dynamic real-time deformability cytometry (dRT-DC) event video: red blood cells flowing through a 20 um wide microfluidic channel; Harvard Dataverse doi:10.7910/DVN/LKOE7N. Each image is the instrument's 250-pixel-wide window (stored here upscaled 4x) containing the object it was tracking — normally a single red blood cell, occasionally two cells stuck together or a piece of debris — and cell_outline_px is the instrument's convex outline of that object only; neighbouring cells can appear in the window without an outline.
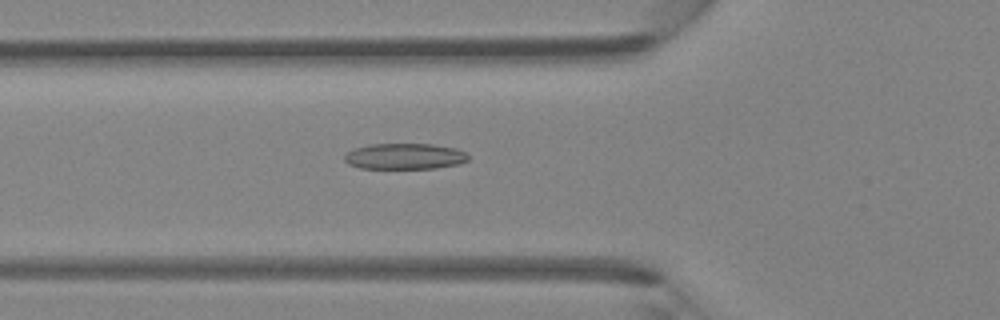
{"species": "Egyptian fruit bat (a non-hibernating species)", "species_latin": "Rousettus aegyptiacus", "temperature_condition": "room temperature", "stored_images_in_passage": 28, "camera_frame_rate_fps": 3000, "um_per_image_px": 0.085, "animal": {"sex": "female"}, "frame": {"image": 1, "passage_image": 2, "time_ms": 0.333, "image_size_px": [1000, 320], "cell_outline_px": [[468, 160], [456, 164], [436, 168], [360, 168], [348, 164], [344, 160], [344, 156], [352, 148], [368, 144], [432, 144], [456, 148], [464, 152], [468, 156]], "centroid_in_image_um": [34.35, 13.28], "position_along_channel_um": 91.4, "area_um2": 18.67}}
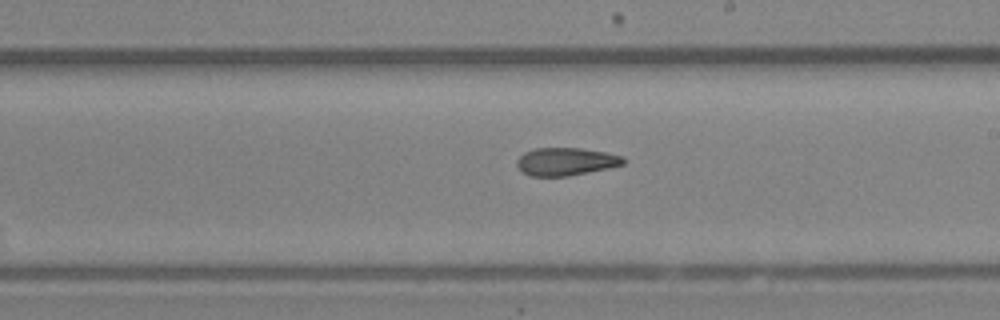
{"frame": {"image": 2, "passage_image": 12, "time_ms": 3.667, "image_size_px": [1000, 320], "cell_outline_px": [[624, 164], [608, 168], [568, 176], [528, 176], [520, 172], [516, 164], [516, 160], [524, 152], [536, 148], [580, 148], [604, 152], [624, 156]], "centroid_in_image_um": [48.05, 13.74], "position_along_channel_um": 241.0, "area_um2": 17.34}}
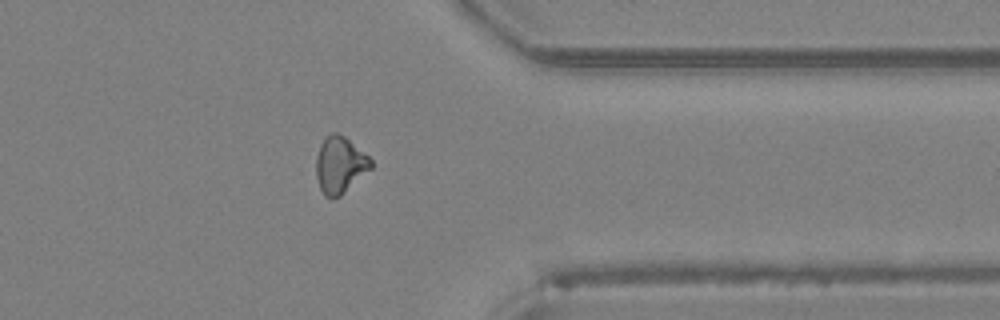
{"frame": {"image": 3, "passage_image": 22, "time_ms": 7.0, "image_size_px": [1000, 320], "cell_outline_px": [[372, 168], [340, 196], [332, 200], [324, 196], [320, 188], [316, 176], [316, 156], [320, 144], [332, 132], [336, 132], [344, 136], [368, 156], [372, 160]], "centroid_in_image_um": [28.88, 14.05], "position_along_channel_um": 382.5, "area_um2": 18.03}}